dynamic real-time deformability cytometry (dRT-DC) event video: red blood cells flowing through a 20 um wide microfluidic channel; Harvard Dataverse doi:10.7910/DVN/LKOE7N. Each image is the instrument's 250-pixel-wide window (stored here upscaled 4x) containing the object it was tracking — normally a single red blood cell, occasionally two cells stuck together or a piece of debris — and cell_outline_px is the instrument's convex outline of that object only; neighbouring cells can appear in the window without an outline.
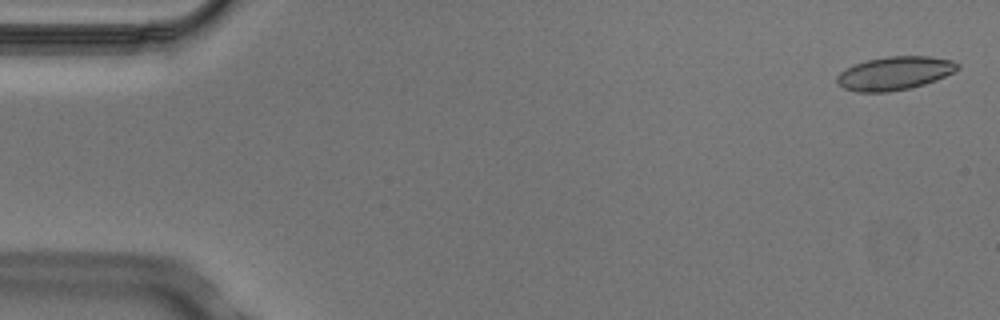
{"species": "Egyptian fruit bat (a non-hibernating species)", "species_latin": "Rousettus aegyptiacus", "temperature_condition": "cold", "stored_images_in_passage": 5, "camera_frame_rate_fps": 3000, "um_per_image_px": 0.085, "animal": {"sex": "male"}, "frame": {"image": 1, "passage_image": 1, "time_ms": 0.0, "image_size_px": [1000, 320], "cell_outline_px": [[960, 68], [936, 80], [912, 88], [888, 92], [856, 92], [844, 88], [836, 80], [836, 76], [840, 72], [856, 64], [868, 60], [888, 56], [932, 56], [952, 60], [960, 64]], "centroid_in_image_um": [76.07, 6.23], "position_along_channel_um": 8.9, "area_um2": 23.41}}
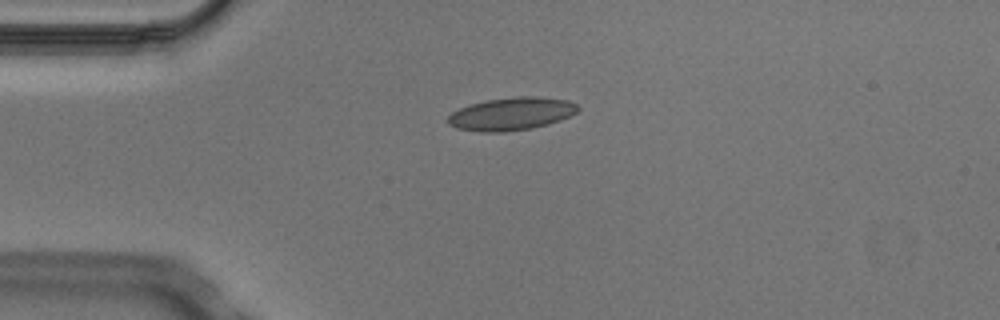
{"frame": {"image": 2, "passage_image": 4, "time_ms": 1.0, "image_size_px": [1000, 320], "cell_outline_px": [[580, 108], [576, 112], [560, 120], [548, 124], [532, 128], [504, 132], [480, 132], [456, 128], [448, 124], [448, 116], [452, 112], [460, 108], [472, 104], [488, 100], [516, 96], [536, 96], [568, 100], [576, 104]], "centroid_in_image_um": [43.47, 9.68], "position_along_channel_um": 41.5, "area_um2": 24.8}}